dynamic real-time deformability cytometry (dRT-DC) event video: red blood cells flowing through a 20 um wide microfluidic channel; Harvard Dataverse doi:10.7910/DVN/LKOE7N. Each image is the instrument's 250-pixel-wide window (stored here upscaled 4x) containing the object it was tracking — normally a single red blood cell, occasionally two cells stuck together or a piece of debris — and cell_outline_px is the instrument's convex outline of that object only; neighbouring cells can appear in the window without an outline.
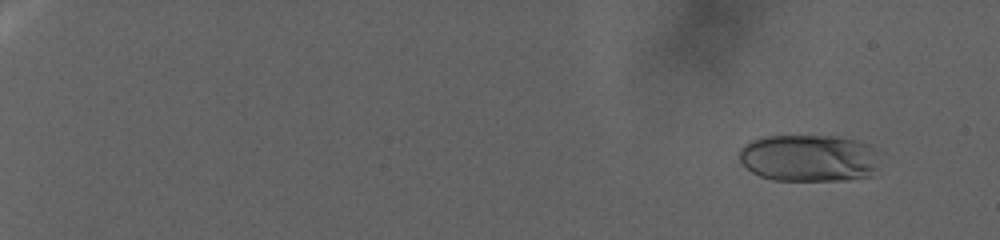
{"species": "human", "species_latin": "Homo sapiens", "temperature_condition": "warm", "stored_images_in_passage": 123, "camera_frame_rate_fps": 3000, "um_per_image_px": 0.085, "donor": {"sex": "female"}, "frame": {"image": 1, "passage_image": 3, "time_ms": 0.667, "image_size_px": [1000, 240], "cell_outline_px": [[884, 152], [872, 176], [844, 180], [772, 180], [760, 176], [752, 172], [736, 156], [740, 148], [744, 144], [752, 140], [764, 136], [840, 136], [872, 144]], "centroid_in_image_um": [68.85, 13.42], "position_along_channel_um": 16.2, "area_um2": 39.65}}
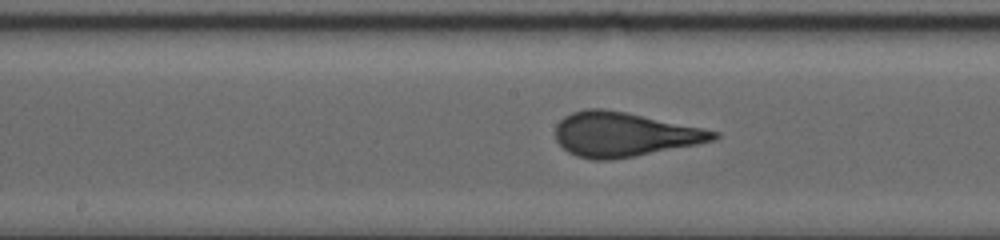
{"frame": {"image": 2, "passage_image": 71, "time_ms": 23.333, "image_size_px": [1000, 240], "cell_outline_px": [[720, 136], [716, 140], [636, 156], [612, 160], [592, 160], [576, 156], [568, 152], [556, 140], [556, 124], [564, 116], [572, 112], [584, 108], [600, 108], [624, 112], [720, 132]], "centroid_in_image_um": [53.0, 11.43], "position_along_channel_um": 195.2, "area_um2": 40.63}}
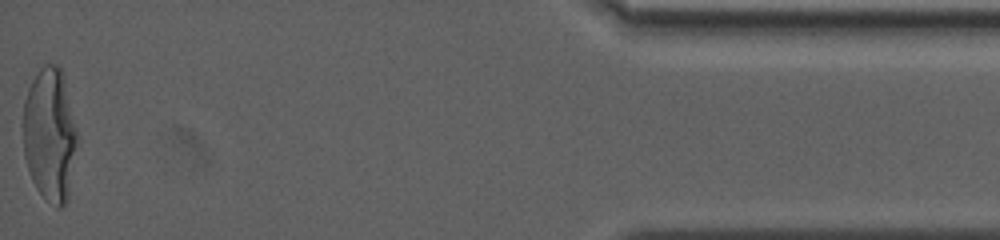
{"frame": {"image": 3, "passage_image": 123, "time_ms": 40.667, "image_size_px": [1000, 240], "cell_outline_px": [[76, 140], [68, 200], [60, 208], [56, 208], [36, 188], [32, 180], [24, 156], [24, 100], [28, 88], [32, 80], [40, 68], [44, 64], [56, 64], [60, 68], [76, 132]], "centroid_in_image_um": [4.2, 11.47], "position_along_channel_um": 431.0, "area_um2": 40.92}}